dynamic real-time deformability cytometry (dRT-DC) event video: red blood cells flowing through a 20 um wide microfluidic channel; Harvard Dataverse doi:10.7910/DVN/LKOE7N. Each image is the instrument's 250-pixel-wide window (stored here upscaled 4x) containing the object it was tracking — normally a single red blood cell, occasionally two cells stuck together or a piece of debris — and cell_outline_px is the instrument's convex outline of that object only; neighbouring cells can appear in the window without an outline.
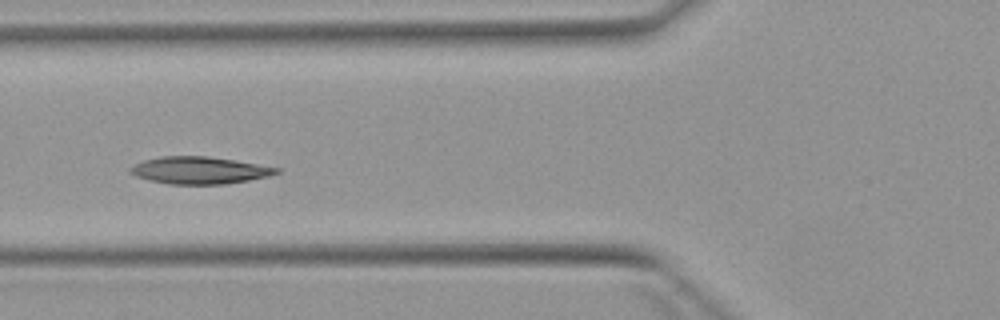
{"species": "Egyptian fruit bat (a non-hibernating species)", "species_latin": "Rousettus aegyptiacus", "temperature_condition": "warm", "stored_images_in_passage": 5, "camera_frame_rate_fps": 3000, "um_per_image_px": 0.085, "animal": {"sex": "female"}, "frame": {"image": 1, "passage_image": 5, "time_ms": 5.0, "image_size_px": [1000, 320], "cell_outline_px": [[280, 172], [268, 176], [248, 180], [224, 184], [168, 184], [148, 180], [136, 176], [128, 172], [128, 168], [144, 160], [160, 156], [208, 156], [236, 160], [280, 168]], "centroid_in_image_um": [16.93, 14.47], "position_along_channel_um": 108.9, "area_um2": 23.18}}